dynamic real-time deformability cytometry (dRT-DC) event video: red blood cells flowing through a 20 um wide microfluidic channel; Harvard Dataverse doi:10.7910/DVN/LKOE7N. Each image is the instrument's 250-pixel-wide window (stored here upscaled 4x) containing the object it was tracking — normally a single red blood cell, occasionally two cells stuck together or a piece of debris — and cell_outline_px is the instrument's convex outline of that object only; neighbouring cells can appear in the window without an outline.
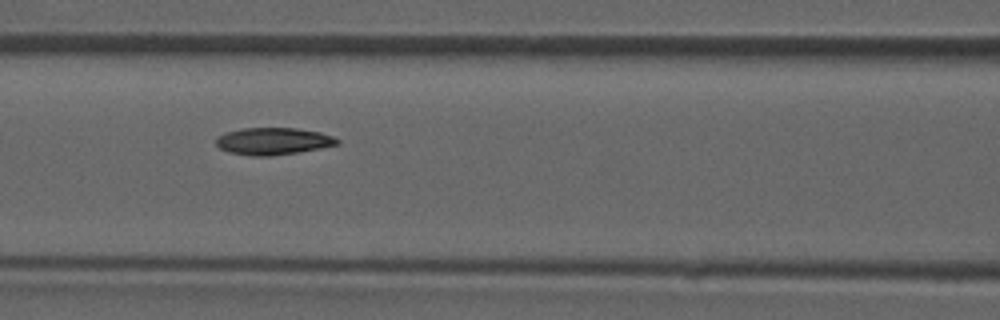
{"species": "common noctule bat (a hibernating species)", "species_latin": "Nyctalus noctula", "temperature_condition": "room temperature", "stored_images_in_passage": 48, "camera_frame_rate_fps": 3000, "um_per_image_px": 0.085, "animal": {"sex": "male", "forearm_length_mm": 52.5}, "frame": {"image": 1, "passage_image": 21, "time_ms": 6.667, "image_size_px": [1000, 320], "cell_outline_px": [[340, 144], [320, 148], [296, 152], [268, 156], [252, 156], [228, 152], [220, 148], [216, 144], [216, 136], [224, 132], [244, 128], [296, 128], [320, 132], [332, 136], [340, 140]], "centroid_in_image_um": [23.19, 11.99], "position_along_channel_um": 143.4, "area_um2": 19.13}}